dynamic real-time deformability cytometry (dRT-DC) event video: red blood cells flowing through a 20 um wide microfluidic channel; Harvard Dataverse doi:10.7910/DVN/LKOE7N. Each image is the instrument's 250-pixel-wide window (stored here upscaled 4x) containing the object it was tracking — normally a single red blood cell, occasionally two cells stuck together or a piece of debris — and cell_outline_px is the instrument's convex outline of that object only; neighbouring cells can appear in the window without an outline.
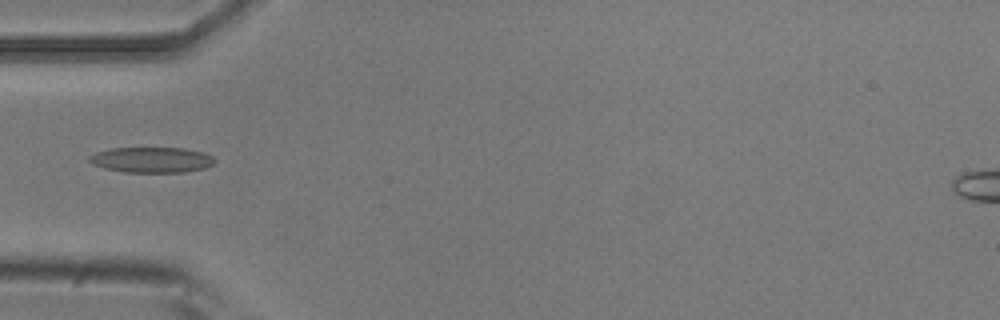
{"species": "common noctule bat (a hibernating species)", "species_latin": "Nyctalus noctula", "temperature_condition": "room temperature", "stored_images_in_passage": 5, "camera_frame_rate_fps": 3000, "um_per_image_px": 0.085, "animal": {"sex": "male", "body_mass_g": 20.5, "forearm_length_mm": 52.5}, "frame": {"image": 1, "passage_image": 3, "time_ms": 0.667, "image_size_px": [1000, 320], "cell_outline_px": [[216, 160], [212, 164], [204, 168], [184, 172], [124, 172], [104, 168], [92, 164], [88, 160], [88, 156], [96, 152], [112, 148], [184, 148], [204, 152], [212, 156]], "centroid_in_image_um": [12.87, 13.58], "position_along_channel_um": 72.1, "area_um2": 18.67}}
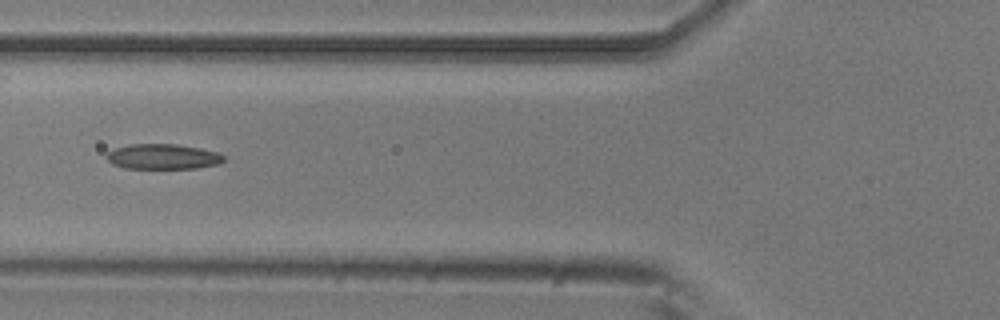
{"frame": {"image": 2, "passage_image": 4, "time_ms": 1.0, "image_size_px": [1000, 320], "cell_outline_px": [[224, 160], [220, 164], [196, 168], [124, 168], [112, 164], [108, 160], [108, 152], [116, 148], [128, 144], [176, 144], [200, 148], [216, 152], [224, 156]], "centroid_in_image_um": [13.86, 13.31], "position_along_channel_um": 111.9, "area_um2": 17.11}}
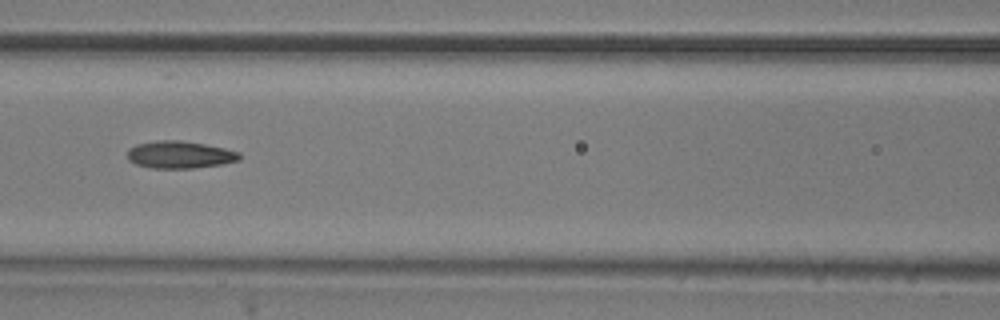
{"frame": {"image": 3, "passage_image": 5, "time_ms": 1.333, "image_size_px": [1000, 320], "cell_outline_px": [[240, 160], [220, 164], [192, 168], [152, 168], [136, 164], [128, 160], [128, 148], [136, 144], [160, 140], [180, 140], [204, 144], [224, 148], [240, 152]], "centroid_in_image_um": [15.26, 13.14], "position_along_channel_um": 151.3, "area_um2": 17.74}}